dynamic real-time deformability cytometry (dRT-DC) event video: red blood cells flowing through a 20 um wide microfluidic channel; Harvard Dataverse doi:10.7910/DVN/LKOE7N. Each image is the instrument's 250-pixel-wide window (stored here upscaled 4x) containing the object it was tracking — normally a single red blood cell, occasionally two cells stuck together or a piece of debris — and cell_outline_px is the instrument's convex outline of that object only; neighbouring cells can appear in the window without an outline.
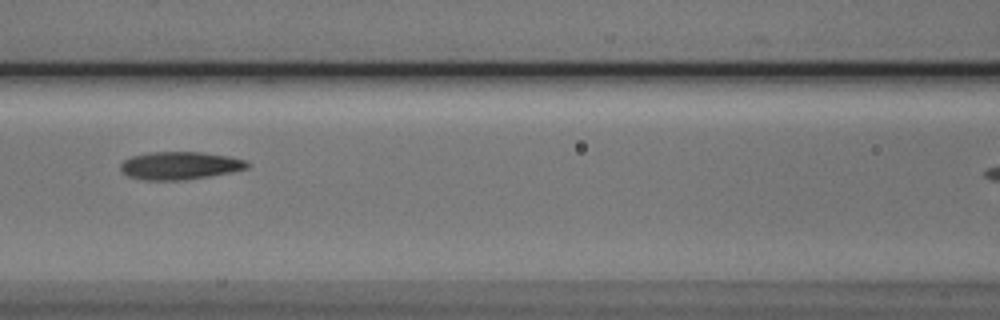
{"species": "Egyptian fruit bat (a non-hibernating species)", "species_latin": "Rousettus aegyptiacus", "temperature_condition": "cold", "stored_images_in_passage": 7, "camera_frame_rate_fps": 3000, "um_per_image_px": 0.085, "animal": {"sex": "male"}, "frame": {"image": 1, "passage_image": 3, "time_ms": 2.333, "image_size_px": [1000, 320], "cell_outline_px": [[248, 168], [232, 172], [184, 180], [144, 180], [128, 176], [120, 172], [120, 164], [124, 160], [132, 156], [148, 152], [200, 152], [228, 156], [244, 160], [248, 164]], "centroid_in_image_um": [15.24, 14.08], "position_along_channel_um": 151.4, "area_um2": 20.52}}
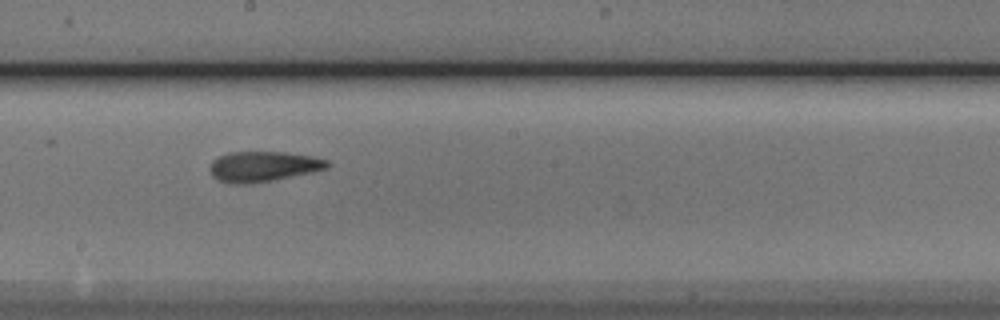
{"frame": {"image": 2, "passage_image": 5, "time_ms": 4.333, "image_size_px": [1000, 320], "cell_outline_px": [[332, 164], [328, 168], [272, 180], [248, 184], [232, 184], [220, 180], [212, 176], [208, 168], [212, 160], [228, 152], [284, 152], [312, 156], [328, 160]], "centroid_in_image_um": [22.35, 14.14], "position_along_channel_um": 225.9, "area_um2": 20.69}}
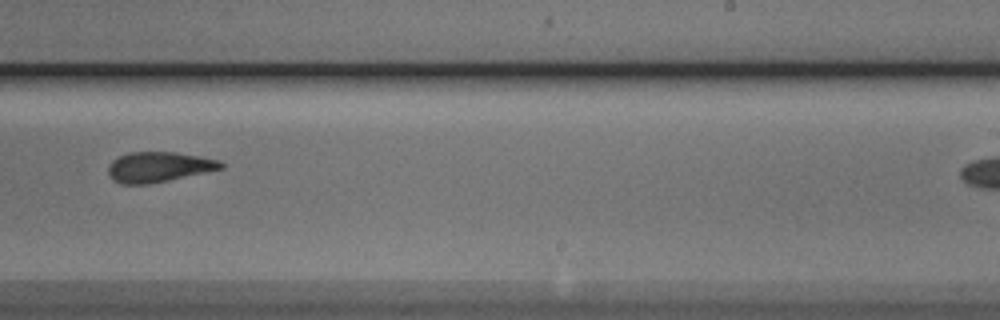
{"frame": {"image": 3, "passage_image": 6, "time_ms": 5.667, "image_size_px": [1000, 320], "cell_outline_px": [[224, 168], [168, 180], [148, 184], [120, 184], [112, 180], [108, 176], [108, 164], [112, 160], [128, 152], [176, 152], [220, 160], [224, 164]], "centroid_in_image_um": [13.45, 14.19], "position_along_channel_um": 275.6, "area_um2": 19.88}}